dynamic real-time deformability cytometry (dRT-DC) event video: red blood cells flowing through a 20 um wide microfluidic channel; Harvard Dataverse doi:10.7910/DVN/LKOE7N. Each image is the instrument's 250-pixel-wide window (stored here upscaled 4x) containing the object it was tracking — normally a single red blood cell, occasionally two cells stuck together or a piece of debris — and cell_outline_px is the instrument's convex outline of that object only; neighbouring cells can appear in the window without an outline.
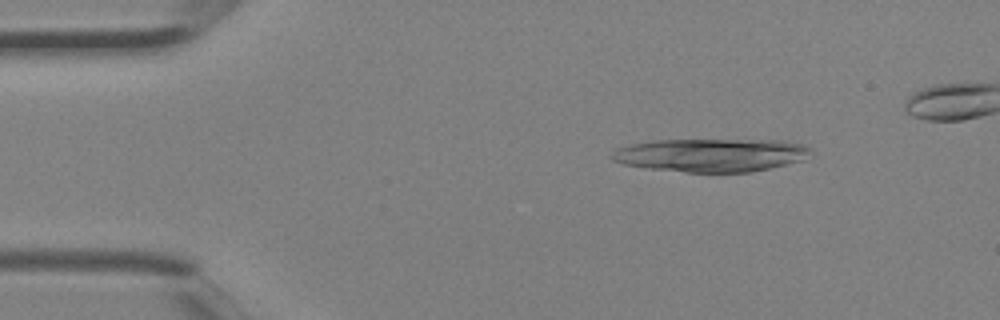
{"species": "Egyptian fruit bat (a non-hibernating species)", "species_latin": "Rousettus aegyptiacus", "temperature_condition": "room temperature", "stored_images_in_passage": 4, "camera_frame_rate_fps": 3000, "um_per_image_px": 0.085, "animal": {"sex": "female"}, "frame": {"image": 1, "passage_image": 2, "time_ms": 0.333, "image_size_px": [1000, 320], "cell_outline_px": [[812, 152], [800, 160], [752, 172], [688, 172], [648, 168], [624, 164], [612, 160], [608, 156], [616, 148], [632, 144], [656, 140], [784, 140], [804, 144], [812, 148]], "centroid_in_image_um": [60.42, 13.17], "position_along_channel_um": 24.6, "area_um2": 38.44}}